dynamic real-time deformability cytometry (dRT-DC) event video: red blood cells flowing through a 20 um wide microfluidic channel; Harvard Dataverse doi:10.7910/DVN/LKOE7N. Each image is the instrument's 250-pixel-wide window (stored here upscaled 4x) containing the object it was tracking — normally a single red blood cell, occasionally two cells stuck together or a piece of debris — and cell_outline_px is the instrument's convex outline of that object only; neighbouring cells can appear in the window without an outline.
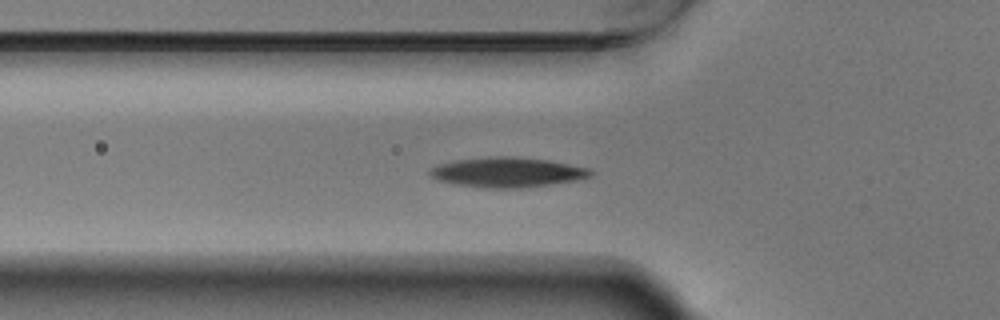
{"species": "Egyptian fruit bat (a non-hibernating species)", "species_latin": "Rousettus aegyptiacus", "temperature_condition": "warm", "stored_images_in_passage": 38, "camera_frame_rate_fps": 3000, "um_per_image_px": 0.085, "animal": {"sex": "male"}, "frame": {"image": 1, "passage_image": 2, "time_ms": 0.333, "image_size_px": [1000, 320], "cell_outline_px": [[596, 172], [592, 176], [572, 180], [528, 188], [488, 188], [456, 184], [436, 180], [428, 172], [428, 168], [436, 164], [456, 160], [488, 156], [516, 156], [548, 160], [592, 168]], "centroid_in_image_um": [43.12, 14.63], "position_along_channel_um": 82.7, "area_um2": 28.38}}
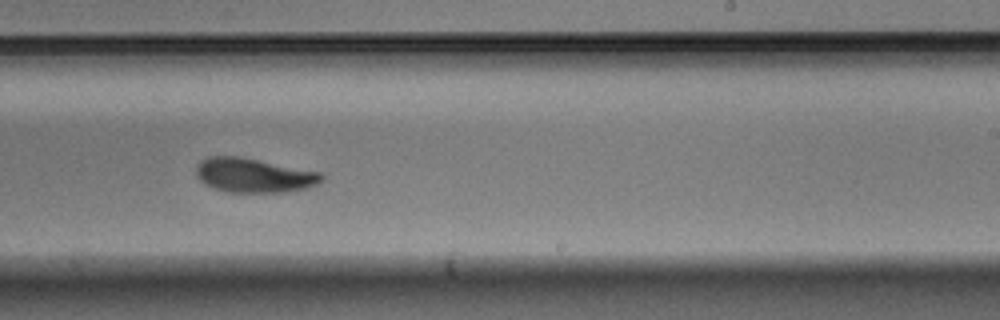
{"frame": {"image": 2, "passage_image": 17, "time_ms": 5.333, "image_size_px": [1000, 320], "cell_outline_px": [[324, 180], [308, 188], [284, 192], [228, 192], [204, 184], [196, 176], [196, 164], [200, 160], [208, 156], [240, 156], [320, 172], [324, 176]], "centroid_in_image_um": [21.56, 14.89], "position_along_channel_um": 267.4, "area_um2": 25.2}}
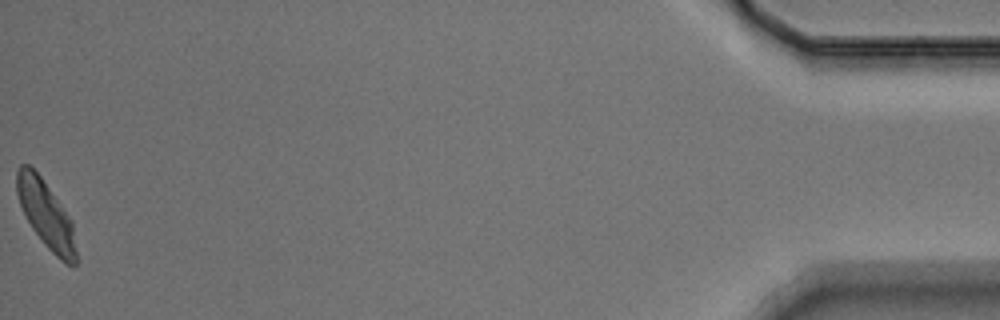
{"frame": {"image": 3, "passage_image": 38, "time_ms": 12.333, "image_size_px": [1000, 320], "cell_outline_px": [[76, 264], [72, 268], [60, 260], [44, 244], [32, 228], [20, 204], [16, 192], [16, 172], [20, 164], [28, 164], [40, 176], [72, 220], [76, 252]], "centroid_in_image_um": [3.91, 18.25], "position_along_channel_um": 431.3, "area_um2": 22.95}, "authors_computed_cell_mechanics": {"area_um2": 25.2586, "velocity_mm_per_s": 3.6803, "shape_relaxation_time_tau1_ms": 3.6931, "shape_relaxation_time_tau2_ms": 3.3456, "deformation_change_tau1": 0.1252, "deformation_change_tau2": 0.0886}}